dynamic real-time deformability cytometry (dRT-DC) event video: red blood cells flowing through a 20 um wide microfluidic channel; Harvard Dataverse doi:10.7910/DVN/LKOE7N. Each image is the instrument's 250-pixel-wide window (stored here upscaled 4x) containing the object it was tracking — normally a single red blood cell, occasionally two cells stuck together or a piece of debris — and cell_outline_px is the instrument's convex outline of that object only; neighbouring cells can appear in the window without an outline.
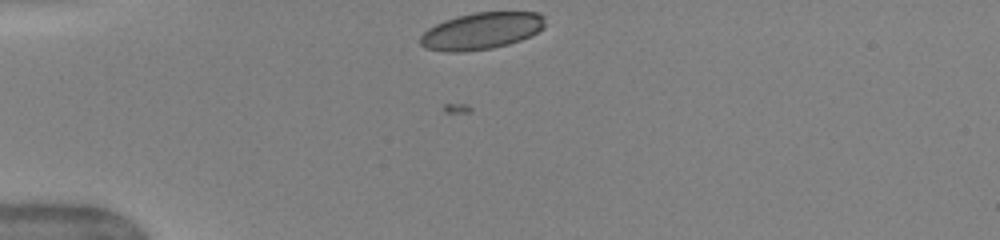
{"species": "human", "species_latin": "Homo sapiens", "temperature_condition": "warm", "stored_images_in_passage": 38, "camera_frame_rate_fps": 3000, "um_per_image_px": 0.085, "donor": {"sex": "female"}, "frame": {"image": 1, "passage_image": 1, "time_ms": 0.0, "image_size_px": [1000, 240], "cell_outline_px": [[544, 28], [520, 40], [508, 44], [492, 48], [460, 52], [448, 52], [424, 48], [420, 44], [420, 36], [428, 28], [444, 20], [476, 12], [540, 12], [544, 16]], "centroid_in_image_um": [40.91, 2.63], "position_along_channel_um": 44.1, "area_um2": 26.65}}
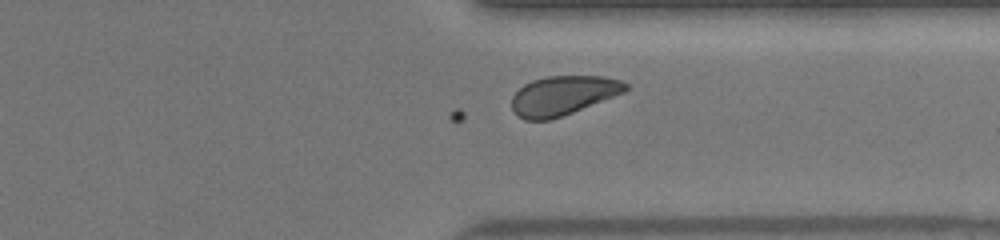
{"frame": {"image": 2, "passage_image": 27, "time_ms": 8.667, "image_size_px": [1000, 240], "cell_outline_px": [[628, 88], [624, 92], [552, 120], [524, 120], [512, 108], [512, 96], [524, 84], [532, 80], [548, 76], [604, 76], [620, 80], [628, 84]], "centroid_in_image_um": [47.85, 8.11], "position_along_channel_um": 363.5, "area_um2": 25.84}}
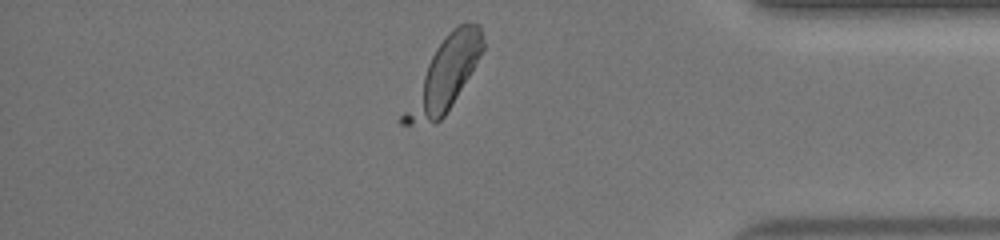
{"frame": {"image": 3, "passage_image": 31, "time_ms": 10.0, "image_size_px": [1000, 240], "cell_outline_px": [[484, 48], [452, 104], [444, 116], [436, 124], [400, 124], [396, 120], [436, 48], [448, 32], [452, 28], [460, 24], [480, 24], [484, 40]], "centroid_in_image_um": [37.72, 6.45], "position_along_channel_um": 397.5, "area_um2": 32.14}, "authors_computed_cell_mechanics": {"area_um2": 27.6284, "velocity_mm_per_s": 4.0525, "shape_relaxation_time_tau1_ms": 7.3615, "shape_relaxation_time_tau2_ms": 1.6112, "deformation_change_tau1": 0.166, "deformation_change_tau2": 0.0644}}